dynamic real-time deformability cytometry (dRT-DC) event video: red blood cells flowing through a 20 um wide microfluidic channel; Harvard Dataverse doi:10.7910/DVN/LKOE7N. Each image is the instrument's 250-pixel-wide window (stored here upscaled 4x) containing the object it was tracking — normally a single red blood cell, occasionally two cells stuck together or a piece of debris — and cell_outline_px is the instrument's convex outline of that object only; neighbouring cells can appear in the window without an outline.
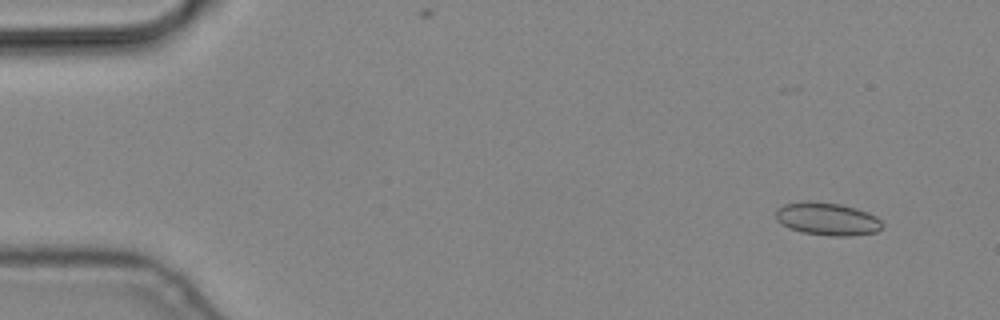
{"species": "common noctule bat (a hibernating species)", "species_latin": "Nyctalus noctula", "temperature_condition": "cold", "stored_images_in_passage": 3, "camera_frame_rate_fps": 3000, "um_per_image_px": 0.085, "animal": {"sex": "male", "body_mass_g": 19.2, "forearm_length_mm": 51.8}, "frame": {"image": 1, "passage_image": 1, "time_ms": 0.0, "image_size_px": [1000, 320], "cell_outline_px": [[884, 224], [876, 232], [852, 236], [828, 236], [800, 232], [788, 228], [776, 220], [776, 208], [784, 204], [804, 200], [812, 200], [840, 204], [856, 208], [876, 216]], "centroid_in_image_um": [70.28, 18.6], "position_along_channel_um": 14.7, "area_um2": 20.69}}
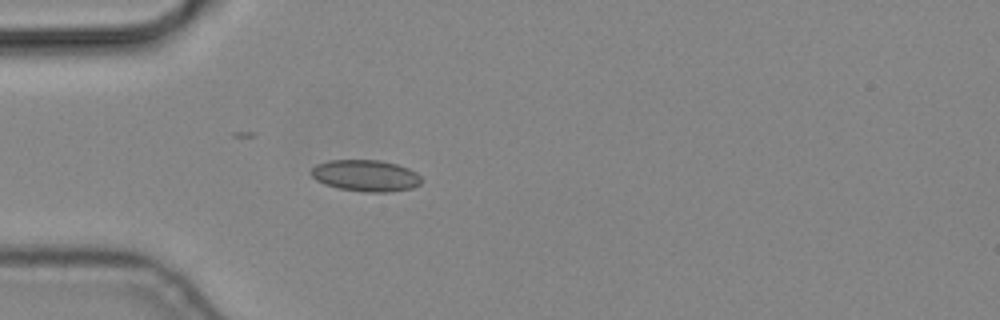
{"frame": {"image": 2, "passage_image": 3, "time_ms": 0.667, "image_size_px": [1000, 320], "cell_outline_px": [[420, 184], [412, 188], [388, 192], [364, 192], [340, 188], [324, 184], [316, 180], [312, 176], [312, 168], [316, 164], [328, 160], [380, 160], [396, 164], [408, 168], [416, 172], [420, 176]], "centroid_in_image_um": [31.08, 14.92], "position_along_channel_um": 53.9, "area_um2": 20.17}}